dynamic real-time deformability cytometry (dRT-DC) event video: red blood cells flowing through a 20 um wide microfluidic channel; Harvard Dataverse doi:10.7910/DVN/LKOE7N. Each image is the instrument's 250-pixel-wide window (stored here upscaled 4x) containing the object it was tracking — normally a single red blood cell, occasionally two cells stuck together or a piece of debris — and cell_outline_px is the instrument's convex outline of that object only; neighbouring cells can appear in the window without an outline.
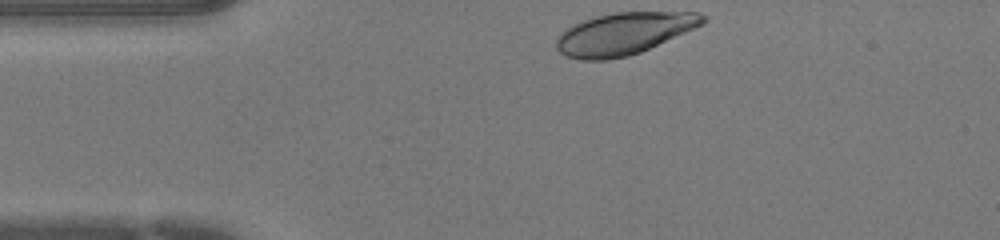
{"species": "human", "species_latin": "Homo sapiens", "temperature_condition": "warm", "stored_images_in_passage": 29, "camera_frame_rate_fps": 3000, "um_per_image_px": 0.085, "donor": {"sex": "female"}, "frame": {"image": 1, "passage_image": 1, "time_ms": 0.0, "image_size_px": [1000, 240], "cell_outline_px": [[708, 20], [704, 24], [640, 52], [628, 56], [604, 60], [580, 60], [568, 56], [560, 52], [556, 48], [556, 40], [560, 32], [584, 20], [596, 16], [616, 12], [700, 12], [708, 16]], "centroid_in_image_um": [53.06, 2.85], "position_along_channel_um": 31.9, "area_um2": 35.72}}
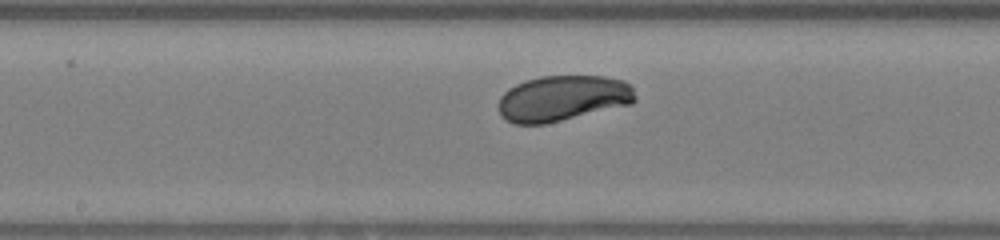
{"frame": {"image": 2, "passage_image": 15, "time_ms": 4.667, "image_size_px": [1000, 240], "cell_outline_px": [[636, 100], [632, 104], [544, 124], [512, 124], [504, 120], [500, 116], [500, 96], [504, 92], [516, 84], [524, 80], [540, 76], [604, 76], [624, 80], [632, 84], [636, 96]], "centroid_in_image_um": [47.85, 8.35], "position_along_channel_um": 200.3, "area_um2": 36.7}}
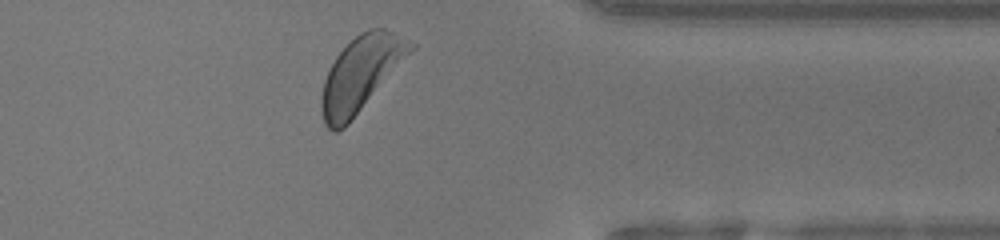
{"frame": {"image": 3, "passage_image": 28, "time_ms": 9.0, "image_size_px": [1000, 240], "cell_outline_px": [[416, 48], [348, 124], [344, 128], [336, 132], [332, 132], [324, 124], [320, 108], [320, 100], [324, 80], [336, 56], [360, 32], [368, 28], [384, 28], [416, 44]], "centroid_in_image_um": [30.67, 6.3], "position_along_channel_um": 380.7, "area_um2": 38.55}}